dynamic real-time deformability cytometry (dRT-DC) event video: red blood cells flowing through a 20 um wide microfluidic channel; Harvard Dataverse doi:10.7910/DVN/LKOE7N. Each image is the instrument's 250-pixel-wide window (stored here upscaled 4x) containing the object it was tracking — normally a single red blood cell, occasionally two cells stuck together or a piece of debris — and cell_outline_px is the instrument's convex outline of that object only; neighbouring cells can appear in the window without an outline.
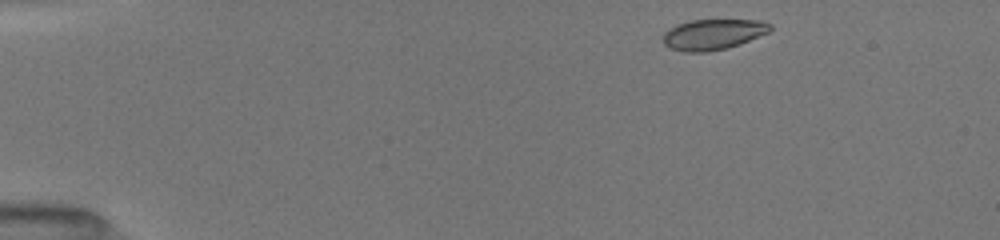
{"species": "common noctule bat (a hibernating species)", "species_latin": "Nyctalus noctula", "temperature_condition": "room temperature", "stored_images_in_passage": 45, "camera_frame_rate_fps": 3000, "um_per_image_px": 0.085, "animal": {"sex": "female", "body_mass_g": 19.5, "forearm_length_mm": 54.1}, "frame": {"image": 1, "passage_image": 1, "time_ms": 0.0, "image_size_px": [1000, 240], "cell_outline_px": [[772, 28], [768, 32], [740, 44], [728, 48], [708, 52], [684, 52], [668, 48], [660, 40], [664, 32], [668, 28], [676, 24], [688, 20], [764, 20], [772, 24]], "centroid_in_image_um": [60.56, 2.92], "position_along_channel_um": 24.4, "area_um2": 19.54}}
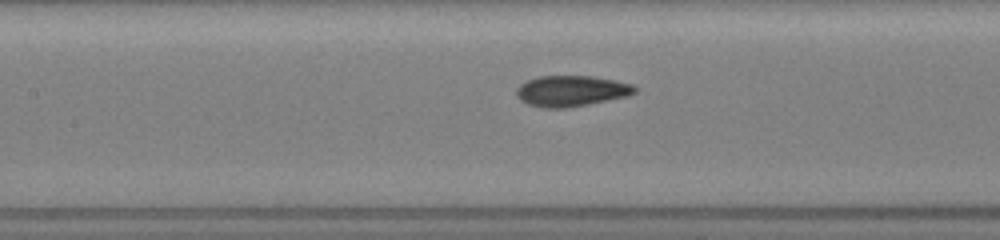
{"frame": {"image": 2, "passage_image": 18, "time_ms": 5.667, "image_size_px": [1000, 240], "cell_outline_px": [[636, 92], [628, 96], [568, 108], [544, 108], [528, 104], [520, 100], [516, 96], [516, 88], [520, 84], [528, 80], [540, 76], [592, 76], [632, 84], [636, 88]], "centroid_in_image_um": [48.53, 7.74], "position_along_channel_um": 158.9, "area_um2": 21.21}}
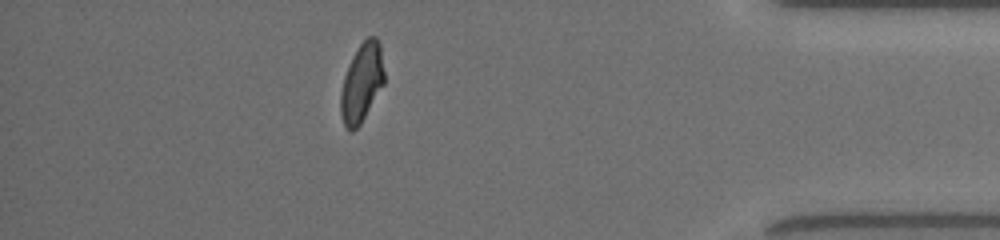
{"frame": {"image": 3, "passage_image": 39, "time_ms": 12.667, "image_size_px": [1000, 240], "cell_outline_px": [[384, 84], [360, 124], [352, 132], [348, 132], [344, 124], [340, 112], [340, 92], [344, 76], [352, 56], [360, 44], [368, 36], [376, 36], [380, 44], [384, 72]], "centroid_in_image_um": [30.74, 7.03], "position_along_channel_um": 404.5, "area_um2": 20.0}, "authors_computed_cell_mechanics": {"area_um2": 20.4612, "velocity_mm_per_s": 4.028, "shape_relaxation_time_tau1_ms": 3.8399, "shape_relaxation_time_tau2_ms": 1.1812, "deformation_change_tau1": 0.1506, "deformation_change_tau2": 0.049}}